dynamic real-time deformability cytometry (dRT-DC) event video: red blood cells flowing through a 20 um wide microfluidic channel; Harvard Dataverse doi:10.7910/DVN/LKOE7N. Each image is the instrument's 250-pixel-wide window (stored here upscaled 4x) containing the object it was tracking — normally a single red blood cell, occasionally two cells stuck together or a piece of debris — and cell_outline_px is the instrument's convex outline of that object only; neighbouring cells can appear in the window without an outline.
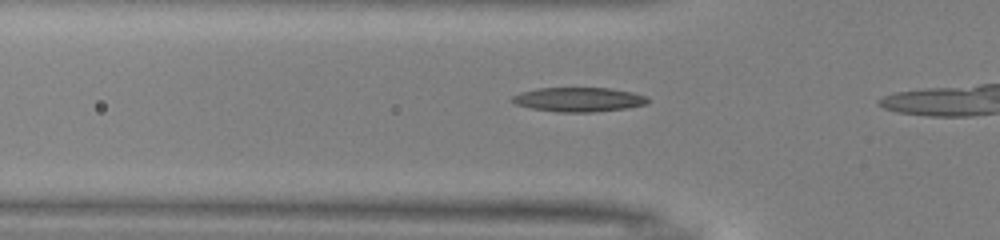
{"species": "common noctule bat (a hibernating species)", "species_latin": "Nyctalus noctula", "temperature_condition": "warm", "stored_images_in_passage": 5, "camera_frame_rate_fps": 3000, "um_per_image_px": 0.085, "animal": {"sex": "male", "body_mass_g": 13.0, "forearm_length_mm": 53.1}, "frame": {"image": 1, "passage_image": 3, "time_ms": 0.667, "image_size_px": [1000, 240], "cell_outline_px": [[648, 104], [628, 108], [592, 112], [556, 112], [532, 108], [516, 104], [508, 100], [512, 96], [520, 92], [536, 88], [612, 88], [632, 92], [644, 96], [648, 100]], "centroid_in_image_um": [49.15, 8.46], "position_along_channel_um": 76.6, "area_um2": 19.31}}